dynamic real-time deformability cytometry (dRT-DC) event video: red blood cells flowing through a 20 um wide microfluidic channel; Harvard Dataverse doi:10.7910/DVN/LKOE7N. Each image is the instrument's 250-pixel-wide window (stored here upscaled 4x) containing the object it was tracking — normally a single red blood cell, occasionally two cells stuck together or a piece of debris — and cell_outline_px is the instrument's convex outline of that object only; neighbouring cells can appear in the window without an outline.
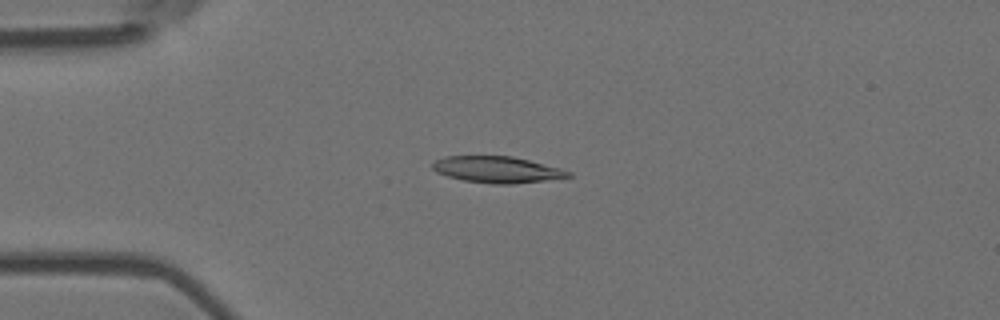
{"species": "Egyptian fruit bat (a non-hibernating species)", "species_latin": "Rousettus aegyptiacus", "temperature_condition": "room temperature", "stored_images_in_passage": 55, "camera_frame_rate_fps": 3000, "um_per_image_px": 0.085, "animal": {"sex": "female"}, "frame": {"image": 1, "passage_image": 14, "time_ms": 4.333, "image_size_px": [1000, 320], "cell_outline_px": [[572, 176], [544, 180], [512, 184], [492, 184], [464, 180], [448, 176], [436, 172], [432, 168], [432, 164], [436, 160], [444, 156], [512, 156], [560, 168], [572, 172]], "centroid_in_image_um": [42.23, 14.41], "position_along_channel_um": 42.8, "area_um2": 20.69}}
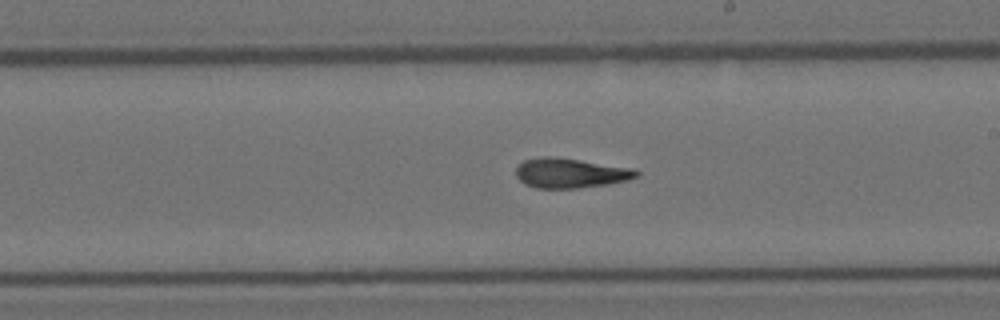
{"frame": {"image": 2, "passage_image": 32, "time_ms": 10.333, "image_size_px": [1000, 320], "cell_outline_px": [[640, 176], [628, 180], [608, 184], [576, 188], [536, 188], [524, 184], [516, 176], [516, 168], [524, 160], [544, 156], [552, 156], [636, 168], [640, 172]], "centroid_in_image_um": [48.52, 14.71], "position_along_channel_um": 240.5, "area_um2": 21.04}}
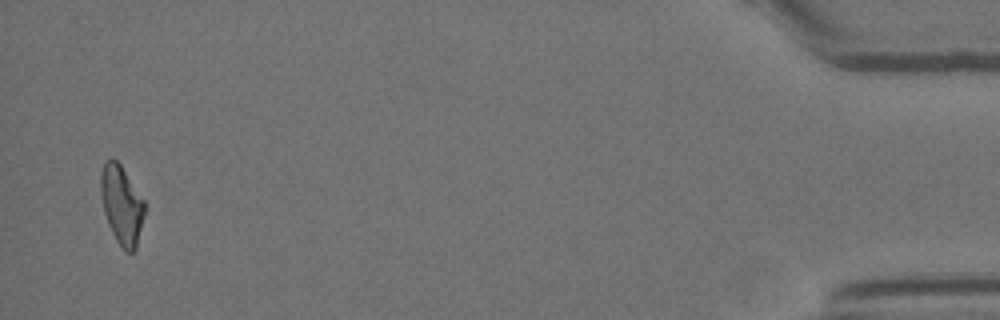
{"frame": {"image": 3, "passage_image": 54, "time_ms": 17.667, "image_size_px": [1000, 320], "cell_outline_px": [[144, 212], [136, 248], [132, 252], [128, 252], [116, 240], [108, 224], [104, 212], [100, 192], [100, 172], [104, 160], [112, 156], [120, 164], [144, 200]], "centroid_in_image_um": [10.3, 17.34], "position_along_channel_um": 424.9, "area_um2": 19.94}, "authors_computed_cell_mechanics": {"area_um2": 20.808, "velocity_mm_per_s": 3.672, "shape_relaxation_time_tau1_ms": null, "shape_relaxation_time_tau2_ms": 4.2004, "deformation_change_tau1": null, "deformation_change_tau2": 0.1396}}